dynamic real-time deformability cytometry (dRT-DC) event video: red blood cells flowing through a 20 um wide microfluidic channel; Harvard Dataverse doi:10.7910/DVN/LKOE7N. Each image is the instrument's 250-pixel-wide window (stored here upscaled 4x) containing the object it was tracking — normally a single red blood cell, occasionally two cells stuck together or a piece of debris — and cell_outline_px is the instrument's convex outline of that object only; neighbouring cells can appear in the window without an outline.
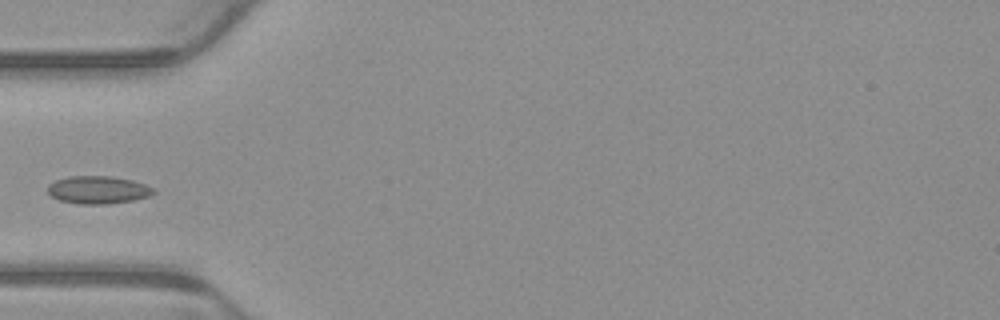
{"species": "common noctule bat (a hibernating species)", "species_latin": "Nyctalus noctula", "temperature_condition": "warm", "stored_images_in_passage": 4, "camera_frame_rate_fps": 3000, "um_per_image_px": 0.085, "animal": {"sex": "male", "body_mass_g": 23.1, "forearm_length_mm": 52.7}, "frame": {"image": 1, "passage_image": 4, "time_ms": 1.0, "image_size_px": [1000, 320], "cell_outline_px": [[156, 192], [148, 196], [132, 200], [108, 204], [80, 204], [60, 200], [52, 196], [48, 192], [48, 184], [56, 180], [68, 176], [112, 176], [132, 180], [156, 188]], "centroid_in_image_um": [8.35, 16.13], "position_along_channel_um": 76.7, "area_um2": 17.11}}